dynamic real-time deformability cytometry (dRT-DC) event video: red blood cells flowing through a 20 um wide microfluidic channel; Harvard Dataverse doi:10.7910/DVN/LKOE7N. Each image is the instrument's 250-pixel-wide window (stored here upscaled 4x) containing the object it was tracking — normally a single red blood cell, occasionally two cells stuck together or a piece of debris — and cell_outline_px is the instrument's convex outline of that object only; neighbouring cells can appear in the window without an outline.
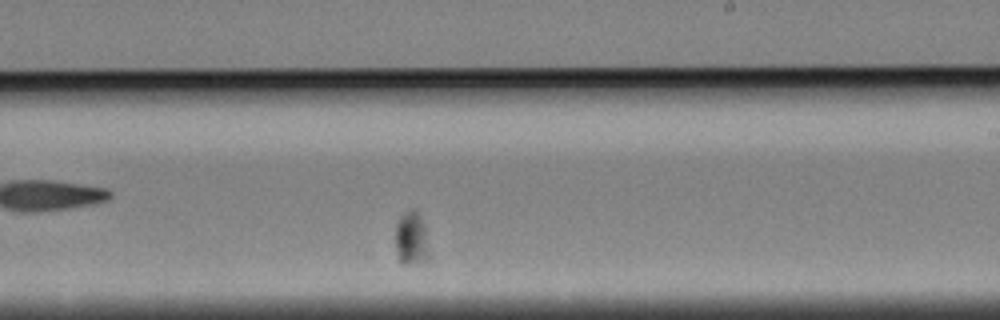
{"species": "Egyptian fruit bat (a non-hibernating species)", "species_latin": "Rousettus aegyptiacus", "temperature_condition": "cold", "stored_images_in_passage": 44, "segment_of_instrument_passage": [1, 2], "camera_frame_rate_fps": 3000, "um_per_image_px": 0.085, "animal": {"sex": "female"}, "frame": {"image": 1, "passage_image": 25, "time_ms": 8.0, "image_size_px": [1000, 320], "cell_outline_px": [[428, 260], [404, 264], [400, 264], [396, 260], [396, 224], [400, 216], [408, 208], [416, 208], [424, 224], [428, 252]], "centroid_in_image_um": [34.93, 20.25], "position_along_channel_um": 254.1, "area_um2": 10.64}}
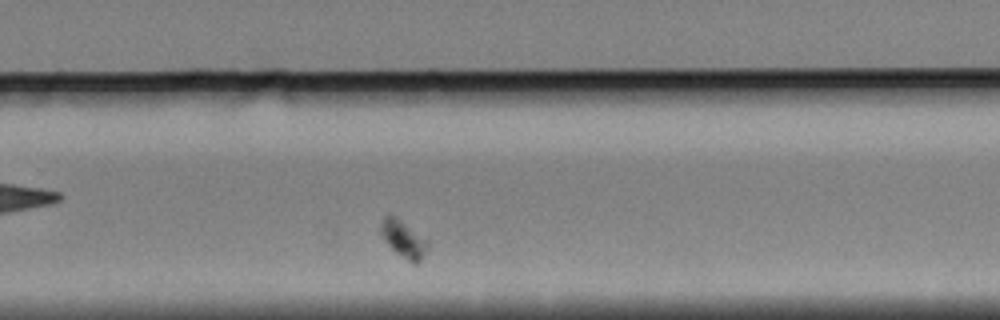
{"frame": {"image": 2, "passage_image": 29, "time_ms": 9.333, "image_size_px": [1000, 320], "cell_outline_px": [[428, 248], [420, 260], [416, 264], [412, 264], [396, 252], [388, 244], [380, 232], [380, 224], [384, 216], [388, 212], [396, 216], [428, 240]], "centroid_in_image_um": [34.29, 20.28], "position_along_channel_um": 295.5, "area_um2": 10.17}}
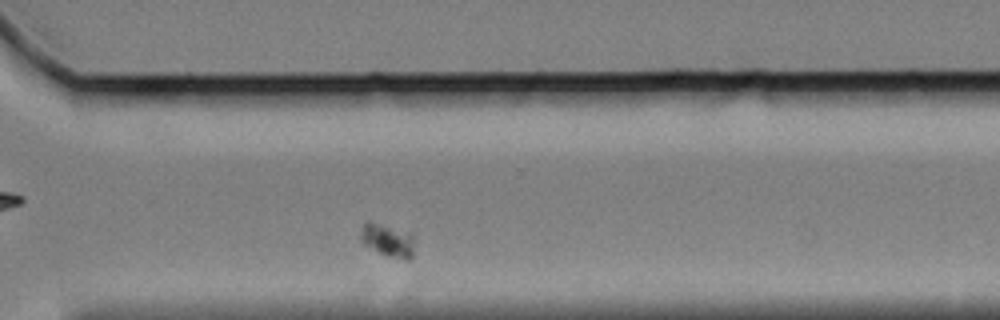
{"frame": {"image": 3, "passage_image": 33, "time_ms": 10.667, "image_size_px": [1000, 320], "cell_outline_px": [[416, 236], [412, 260], [404, 260], [388, 256], [364, 244], [360, 240], [360, 232], [364, 224], [368, 220], [412, 232]], "centroid_in_image_um": [33.04, 20.41], "position_along_channel_um": 337.6, "area_um2": 10.75}}